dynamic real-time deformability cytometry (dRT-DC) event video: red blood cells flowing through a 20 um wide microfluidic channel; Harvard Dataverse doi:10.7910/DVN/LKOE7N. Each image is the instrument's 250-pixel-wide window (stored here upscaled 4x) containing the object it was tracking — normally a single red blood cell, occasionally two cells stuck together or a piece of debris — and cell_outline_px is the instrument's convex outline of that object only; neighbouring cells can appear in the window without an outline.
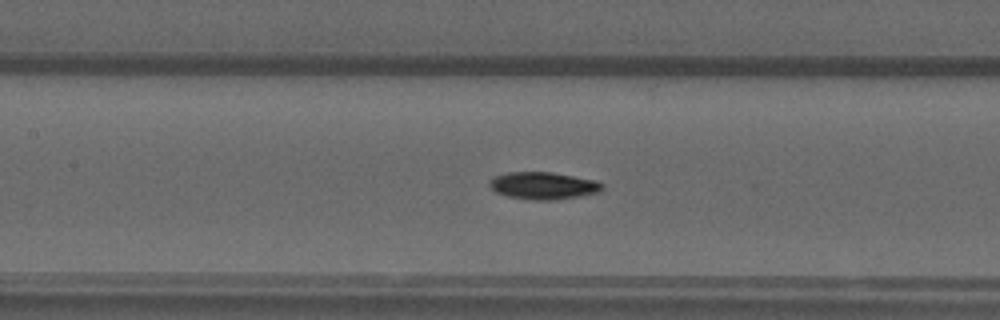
{"species": "common noctule bat (a hibernating species)", "species_latin": "Nyctalus noctula", "temperature_condition": "warm", "stored_images_in_passage": 48, "camera_frame_rate_fps": 3000, "um_per_image_px": 0.085, "animal": {"sex": "male", "forearm_length_mm": 52.5}, "frame": {"image": 1, "passage_image": 24, "time_ms": 7.667, "image_size_px": [1000, 320], "cell_outline_px": [[604, 188], [600, 192], [580, 196], [556, 200], [532, 200], [508, 196], [496, 192], [488, 184], [492, 176], [508, 172], [552, 172], [596, 180], [604, 184]], "centroid_in_image_um": [46.2, 15.78], "position_along_channel_um": 161.2, "area_um2": 18.09}}
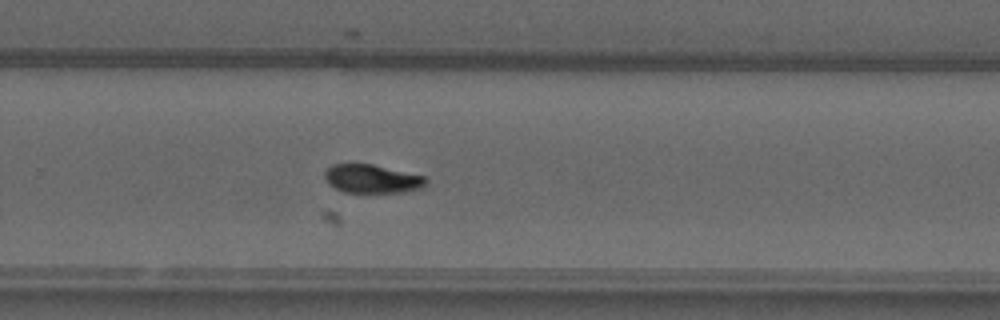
{"frame": {"image": 2, "passage_image": 35, "time_ms": 11.333, "image_size_px": [1000, 320], "cell_outline_px": [[428, 184], [424, 188], [404, 192], [344, 192], [328, 184], [324, 176], [324, 172], [332, 164], [372, 164], [424, 176], [428, 180]], "centroid_in_image_um": [31.65, 15.2], "position_along_channel_um": 298.1, "area_um2": 16.88}}
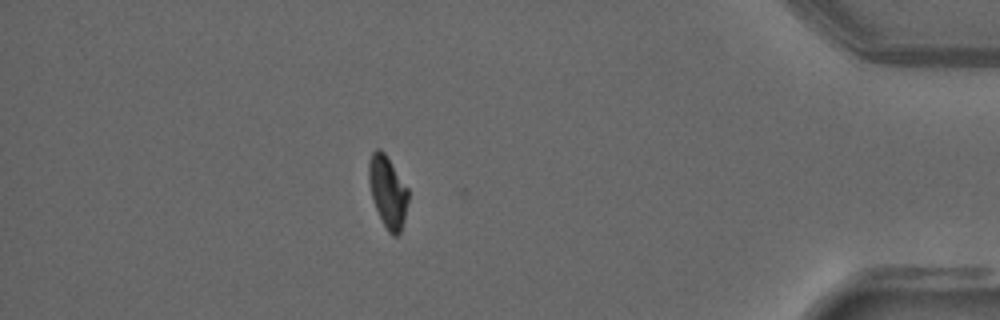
{"frame": {"image": 3, "passage_image": 47, "time_ms": 15.333, "image_size_px": [1000, 320], "cell_outline_px": [[408, 200], [404, 220], [400, 232], [396, 236], [392, 236], [388, 232], [376, 208], [372, 196], [368, 180], [368, 164], [372, 152], [376, 148], [380, 148], [384, 152], [408, 188]], "centroid_in_image_um": [32.95, 16.28], "position_along_channel_um": 402.2, "area_um2": 16.3}, "authors_computed_cell_mechanics": {"area_um2": 17.051, "velocity_mm_per_s": 3.76, "shape_relaxation_time_tau1_ms": 7.1831, "shape_relaxation_time_tau2_ms": 7.7036, "deformation_change_tau1": 0.2529, "deformation_change_tau2": 0.1175}}